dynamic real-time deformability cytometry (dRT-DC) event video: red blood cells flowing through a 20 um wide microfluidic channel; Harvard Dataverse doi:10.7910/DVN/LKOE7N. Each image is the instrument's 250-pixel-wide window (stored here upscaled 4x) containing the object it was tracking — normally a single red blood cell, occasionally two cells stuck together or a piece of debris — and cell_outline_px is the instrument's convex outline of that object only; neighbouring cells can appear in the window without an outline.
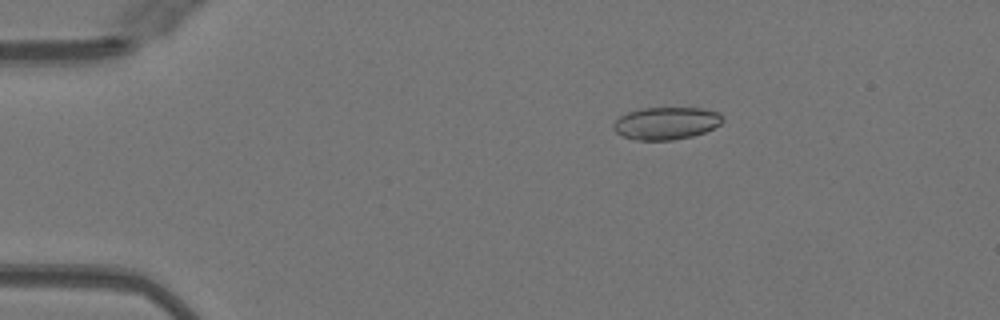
{"species": "Egyptian fruit bat (a non-hibernating species)", "species_latin": "Rousettus aegyptiacus", "temperature_condition": "warm", "stored_images_in_passage": 50, "camera_frame_rate_fps": 3000, "um_per_image_px": 0.085, "animal": {"sex": "female"}, "frame": {"image": 1, "passage_image": 9, "time_ms": 2.667, "image_size_px": [1000, 320], "cell_outline_px": [[724, 120], [720, 124], [704, 132], [692, 136], [672, 140], [640, 140], [624, 136], [616, 132], [612, 128], [612, 124], [620, 116], [628, 112], [640, 108], [700, 108], [720, 112], [724, 116]], "centroid_in_image_um": [56.64, 10.46], "position_along_channel_um": 28.4, "area_um2": 20.63}}
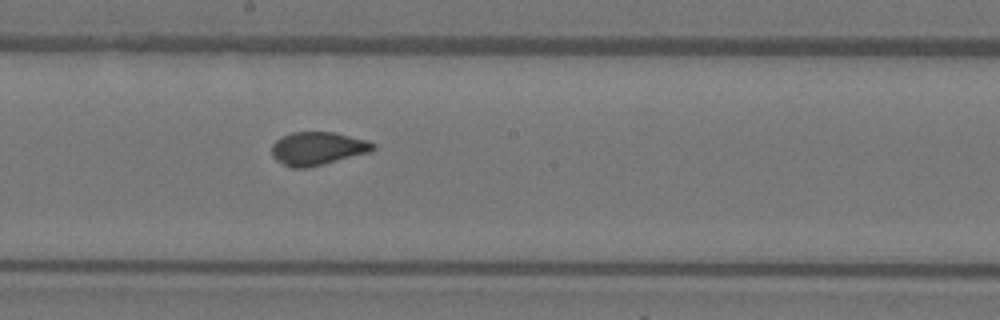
{"frame": {"image": 2, "passage_image": 28, "time_ms": 9.0, "image_size_px": [1000, 320], "cell_outline_px": [[376, 148], [368, 152], [324, 164], [308, 168], [292, 168], [276, 160], [272, 156], [272, 144], [280, 136], [292, 132], [332, 132], [368, 140], [376, 144]], "centroid_in_image_um": [26.97, 12.62], "position_along_channel_um": 221.2, "area_um2": 19.59}}
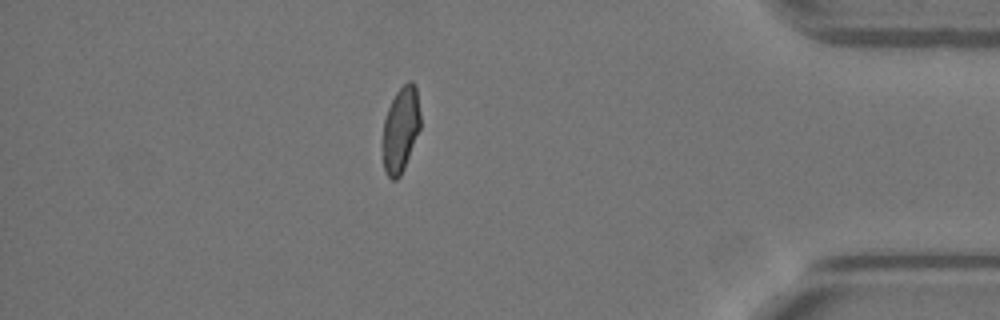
{"frame": {"image": 3, "passage_image": 44, "time_ms": 14.333, "image_size_px": [1000, 320], "cell_outline_px": [[420, 128], [404, 168], [400, 176], [396, 180], [392, 180], [388, 176], [384, 168], [380, 144], [384, 120], [388, 108], [396, 92], [408, 80], [412, 80], [416, 84], [420, 112]], "centroid_in_image_um": [34.03, 11.01], "position_along_channel_um": 401.2, "area_um2": 19.19}, "authors_computed_cell_mechanics": {"area_um2": 19.9121, "velocity_mm_per_s": 4.0713, "shape_relaxation_time_tau1_ms": 9.9899, "shape_relaxation_time_tau2_ms": 0.6866, "deformation_change_tau1": 0.222, "deformation_change_tau2": 0.0349}}